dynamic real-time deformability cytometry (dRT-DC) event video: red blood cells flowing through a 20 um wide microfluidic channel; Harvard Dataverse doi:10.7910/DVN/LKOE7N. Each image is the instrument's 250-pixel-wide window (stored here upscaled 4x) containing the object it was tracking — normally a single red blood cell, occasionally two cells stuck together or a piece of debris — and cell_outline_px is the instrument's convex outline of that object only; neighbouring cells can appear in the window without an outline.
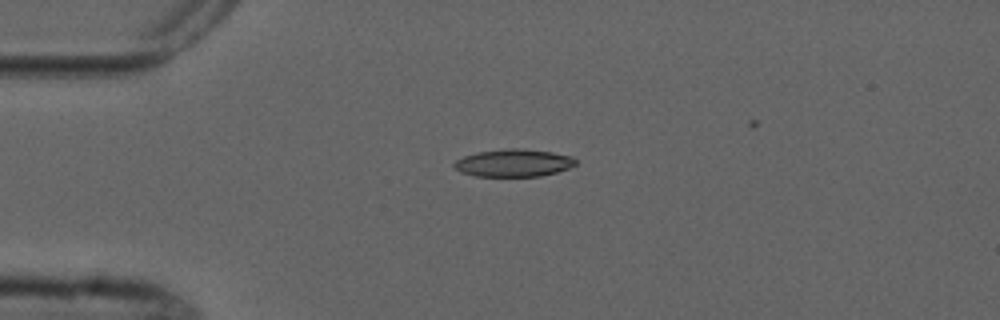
{"species": "common noctule bat (a hibernating species)", "species_latin": "Nyctalus noctula", "temperature_condition": "cold", "stored_images_in_passage": 2, "camera_frame_rate_fps": 3000, "um_per_image_px": 0.085, "animal": {"sex": "male", "forearm_length_mm": 52.5}, "frame": {"image": 1, "passage_image": 1, "time_ms": 0.0, "image_size_px": [1000, 320], "cell_outline_px": [[576, 164], [568, 168], [556, 172], [540, 176], [476, 176], [460, 172], [452, 164], [456, 160], [464, 156], [480, 152], [512, 148], [516, 148], [552, 152], [572, 156], [576, 160]], "centroid_in_image_um": [43.66, 13.85], "position_along_channel_um": 41.3, "area_um2": 19.25}}